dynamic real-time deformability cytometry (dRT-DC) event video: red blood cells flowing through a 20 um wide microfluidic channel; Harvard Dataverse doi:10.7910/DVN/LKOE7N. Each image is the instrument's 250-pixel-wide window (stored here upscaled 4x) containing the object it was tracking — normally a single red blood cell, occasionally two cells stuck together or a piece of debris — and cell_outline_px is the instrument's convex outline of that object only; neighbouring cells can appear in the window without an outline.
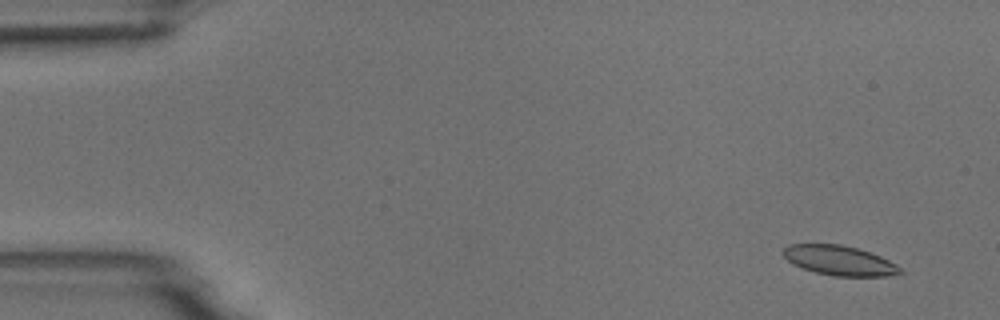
{"species": "common noctule bat (a hibernating species)", "species_latin": "Nyctalus noctula", "temperature_condition": "room temperature", "stored_images_in_passage": 49, "camera_frame_rate_fps": 3000, "um_per_image_px": 0.085, "animal": {"sex": "male", "body_mass_g": 18.8}, "frame": {"image": 1, "passage_image": 4, "time_ms": 1.0, "image_size_px": [1000, 320], "cell_outline_px": [[904, 272], [888, 276], [836, 276], [816, 272], [792, 264], [780, 252], [788, 244], [840, 244], [856, 248], [880, 256], [896, 264]], "centroid_in_image_um": [71.33, 22.14], "position_along_channel_um": 13.7, "area_um2": 20.11}}
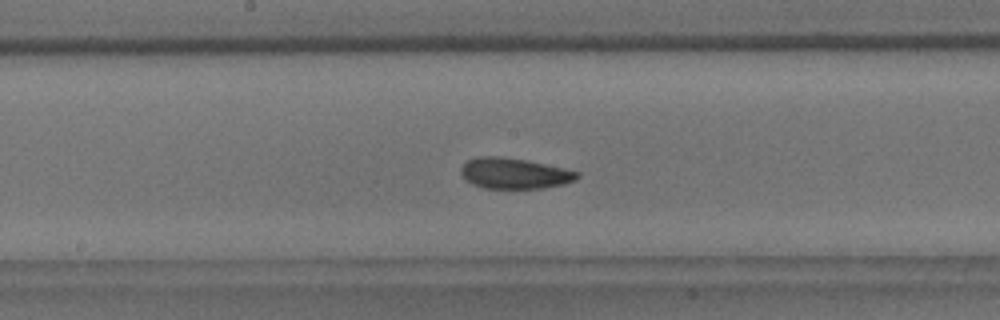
{"frame": {"image": 2, "passage_image": 29, "time_ms": 9.333, "image_size_px": [1000, 320], "cell_outline_px": [[580, 176], [576, 180], [564, 184], [544, 188], [484, 188], [472, 184], [460, 172], [460, 168], [468, 160], [480, 156], [496, 156], [528, 160], [564, 168], [580, 172]], "centroid_in_image_um": [43.76, 14.73], "position_along_channel_um": 204.4, "area_um2": 20.81}}
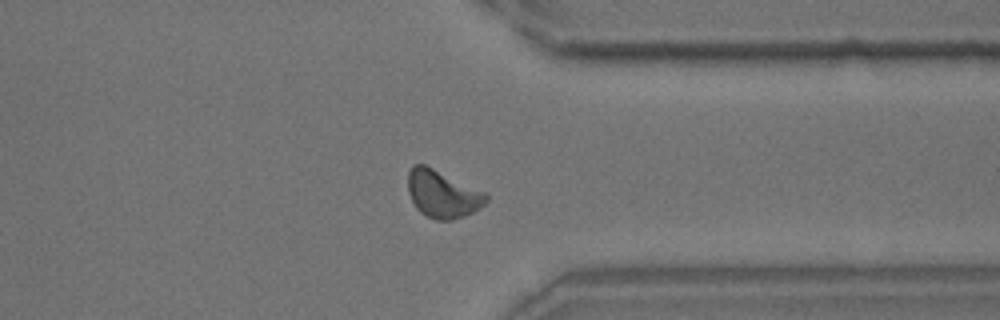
{"frame": {"image": 3, "passage_image": 43, "time_ms": 14.0, "image_size_px": [1000, 320], "cell_outline_px": [[488, 200], [480, 208], [464, 216], [452, 220], [436, 220], [420, 212], [416, 208], [408, 192], [408, 172], [412, 164], [424, 164], [488, 192]], "centroid_in_image_um": [37.64, 16.48], "position_along_channel_um": 373.8, "area_um2": 21.85}, "authors_computed_cell_mechanics": {"area_um2": 20.808, "velocity_mm_per_s": 3.6937, "shape_relaxation_time_tau1_ms": 3.4168, "shape_relaxation_time_tau2_ms": 3.7728, "deformation_change_tau1": 0.0997, "deformation_change_tau2": 0.0773}}